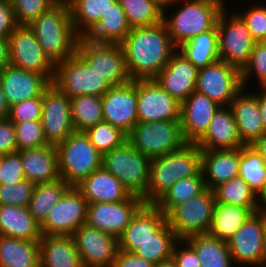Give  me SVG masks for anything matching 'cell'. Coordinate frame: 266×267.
<instances>
[{
    "instance_id": "13",
    "label": "cell",
    "mask_w": 266,
    "mask_h": 267,
    "mask_svg": "<svg viewBox=\"0 0 266 267\" xmlns=\"http://www.w3.org/2000/svg\"><path fill=\"white\" fill-rule=\"evenodd\" d=\"M242 89L241 71L220 59L198 70L195 90L219 106H230Z\"/></svg>"
},
{
    "instance_id": "6",
    "label": "cell",
    "mask_w": 266,
    "mask_h": 267,
    "mask_svg": "<svg viewBox=\"0 0 266 267\" xmlns=\"http://www.w3.org/2000/svg\"><path fill=\"white\" fill-rule=\"evenodd\" d=\"M151 159L128 141L102 155V167L116 177L132 195L143 197L149 184Z\"/></svg>"
},
{
    "instance_id": "29",
    "label": "cell",
    "mask_w": 266,
    "mask_h": 267,
    "mask_svg": "<svg viewBox=\"0 0 266 267\" xmlns=\"http://www.w3.org/2000/svg\"><path fill=\"white\" fill-rule=\"evenodd\" d=\"M240 148L231 150H202L201 171L206 188L239 176Z\"/></svg>"
},
{
    "instance_id": "16",
    "label": "cell",
    "mask_w": 266,
    "mask_h": 267,
    "mask_svg": "<svg viewBox=\"0 0 266 267\" xmlns=\"http://www.w3.org/2000/svg\"><path fill=\"white\" fill-rule=\"evenodd\" d=\"M181 103L155 79H137L138 122L180 121Z\"/></svg>"
},
{
    "instance_id": "2",
    "label": "cell",
    "mask_w": 266,
    "mask_h": 267,
    "mask_svg": "<svg viewBox=\"0 0 266 267\" xmlns=\"http://www.w3.org/2000/svg\"><path fill=\"white\" fill-rule=\"evenodd\" d=\"M29 28L54 64L76 53L81 36L73 27L67 0H58L35 19Z\"/></svg>"
},
{
    "instance_id": "43",
    "label": "cell",
    "mask_w": 266,
    "mask_h": 267,
    "mask_svg": "<svg viewBox=\"0 0 266 267\" xmlns=\"http://www.w3.org/2000/svg\"><path fill=\"white\" fill-rule=\"evenodd\" d=\"M206 189L202 171L177 181L155 204L165 215L177 205L201 194Z\"/></svg>"
},
{
    "instance_id": "9",
    "label": "cell",
    "mask_w": 266,
    "mask_h": 267,
    "mask_svg": "<svg viewBox=\"0 0 266 267\" xmlns=\"http://www.w3.org/2000/svg\"><path fill=\"white\" fill-rule=\"evenodd\" d=\"M215 204L214 190L206 188L201 194L173 207L166 214L167 224L178 239L206 234L211 228Z\"/></svg>"
},
{
    "instance_id": "51",
    "label": "cell",
    "mask_w": 266,
    "mask_h": 267,
    "mask_svg": "<svg viewBox=\"0 0 266 267\" xmlns=\"http://www.w3.org/2000/svg\"><path fill=\"white\" fill-rule=\"evenodd\" d=\"M42 118V95L10 107L8 119L12 122H26L41 120Z\"/></svg>"
},
{
    "instance_id": "65",
    "label": "cell",
    "mask_w": 266,
    "mask_h": 267,
    "mask_svg": "<svg viewBox=\"0 0 266 267\" xmlns=\"http://www.w3.org/2000/svg\"><path fill=\"white\" fill-rule=\"evenodd\" d=\"M1 164H2V154H0V168H1Z\"/></svg>"
},
{
    "instance_id": "25",
    "label": "cell",
    "mask_w": 266,
    "mask_h": 267,
    "mask_svg": "<svg viewBox=\"0 0 266 267\" xmlns=\"http://www.w3.org/2000/svg\"><path fill=\"white\" fill-rule=\"evenodd\" d=\"M201 150H231L245 145L238 134L230 106H220L204 136L196 143Z\"/></svg>"
},
{
    "instance_id": "60",
    "label": "cell",
    "mask_w": 266,
    "mask_h": 267,
    "mask_svg": "<svg viewBox=\"0 0 266 267\" xmlns=\"http://www.w3.org/2000/svg\"><path fill=\"white\" fill-rule=\"evenodd\" d=\"M10 106L7 103L3 88L0 82V119H8Z\"/></svg>"
},
{
    "instance_id": "24",
    "label": "cell",
    "mask_w": 266,
    "mask_h": 267,
    "mask_svg": "<svg viewBox=\"0 0 266 267\" xmlns=\"http://www.w3.org/2000/svg\"><path fill=\"white\" fill-rule=\"evenodd\" d=\"M166 215L155 204H144L118 238L119 249L134 252L151 239L165 224Z\"/></svg>"
},
{
    "instance_id": "52",
    "label": "cell",
    "mask_w": 266,
    "mask_h": 267,
    "mask_svg": "<svg viewBox=\"0 0 266 267\" xmlns=\"http://www.w3.org/2000/svg\"><path fill=\"white\" fill-rule=\"evenodd\" d=\"M26 179L18 152L2 155L0 184L11 185Z\"/></svg>"
},
{
    "instance_id": "20",
    "label": "cell",
    "mask_w": 266,
    "mask_h": 267,
    "mask_svg": "<svg viewBox=\"0 0 266 267\" xmlns=\"http://www.w3.org/2000/svg\"><path fill=\"white\" fill-rule=\"evenodd\" d=\"M263 213L253 212L227 241L234 264L262 267Z\"/></svg>"
},
{
    "instance_id": "38",
    "label": "cell",
    "mask_w": 266,
    "mask_h": 267,
    "mask_svg": "<svg viewBox=\"0 0 266 267\" xmlns=\"http://www.w3.org/2000/svg\"><path fill=\"white\" fill-rule=\"evenodd\" d=\"M70 187L62 178L54 182L36 184L28 209L40 226Z\"/></svg>"
},
{
    "instance_id": "5",
    "label": "cell",
    "mask_w": 266,
    "mask_h": 267,
    "mask_svg": "<svg viewBox=\"0 0 266 267\" xmlns=\"http://www.w3.org/2000/svg\"><path fill=\"white\" fill-rule=\"evenodd\" d=\"M60 177L76 186L102 167V154L92 145L85 132L74 131L56 145Z\"/></svg>"
},
{
    "instance_id": "36",
    "label": "cell",
    "mask_w": 266,
    "mask_h": 267,
    "mask_svg": "<svg viewBox=\"0 0 266 267\" xmlns=\"http://www.w3.org/2000/svg\"><path fill=\"white\" fill-rule=\"evenodd\" d=\"M252 212L243 206L216 203L209 234L222 241H228L244 224Z\"/></svg>"
},
{
    "instance_id": "39",
    "label": "cell",
    "mask_w": 266,
    "mask_h": 267,
    "mask_svg": "<svg viewBox=\"0 0 266 267\" xmlns=\"http://www.w3.org/2000/svg\"><path fill=\"white\" fill-rule=\"evenodd\" d=\"M123 8L131 28L151 27L163 21V6L160 0H117Z\"/></svg>"
},
{
    "instance_id": "4",
    "label": "cell",
    "mask_w": 266,
    "mask_h": 267,
    "mask_svg": "<svg viewBox=\"0 0 266 267\" xmlns=\"http://www.w3.org/2000/svg\"><path fill=\"white\" fill-rule=\"evenodd\" d=\"M224 1L225 0H170L164 4L163 22L176 48L198 34L212 30L217 25L218 17L226 6ZM176 4L177 6L179 4L180 7L178 11L173 15L172 13L169 14L167 10ZM167 14L171 16H167Z\"/></svg>"
},
{
    "instance_id": "1",
    "label": "cell",
    "mask_w": 266,
    "mask_h": 267,
    "mask_svg": "<svg viewBox=\"0 0 266 267\" xmlns=\"http://www.w3.org/2000/svg\"><path fill=\"white\" fill-rule=\"evenodd\" d=\"M132 80L154 79L177 50L162 21L151 27H135L120 44Z\"/></svg>"
},
{
    "instance_id": "46",
    "label": "cell",
    "mask_w": 266,
    "mask_h": 267,
    "mask_svg": "<svg viewBox=\"0 0 266 267\" xmlns=\"http://www.w3.org/2000/svg\"><path fill=\"white\" fill-rule=\"evenodd\" d=\"M255 76L259 87H266V41L255 43L249 61L241 71L243 88L247 89L250 77Z\"/></svg>"
},
{
    "instance_id": "44",
    "label": "cell",
    "mask_w": 266,
    "mask_h": 267,
    "mask_svg": "<svg viewBox=\"0 0 266 267\" xmlns=\"http://www.w3.org/2000/svg\"><path fill=\"white\" fill-rule=\"evenodd\" d=\"M239 176L258 194L266 183V161L250 145L240 148Z\"/></svg>"
},
{
    "instance_id": "28",
    "label": "cell",
    "mask_w": 266,
    "mask_h": 267,
    "mask_svg": "<svg viewBox=\"0 0 266 267\" xmlns=\"http://www.w3.org/2000/svg\"><path fill=\"white\" fill-rule=\"evenodd\" d=\"M75 187L88 204L121 202L131 195L123 184L103 167L92 172Z\"/></svg>"
},
{
    "instance_id": "50",
    "label": "cell",
    "mask_w": 266,
    "mask_h": 267,
    "mask_svg": "<svg viewBox=\"0 0 266 267\" xmlns=\"http://www.w3.org/2000/svg\"><path fill=\"white\" fill-rule=\"evenodd\" d=\"M260 4V5H259ZM247 11L235 12L241 17L256 42L266 41V4L259 3Z\"/></svg>"
},
{
    "instance_id": "61",
    "label": "cell",
    "mask_w": 266,
    "mask_h": 267,
    "mask_svg": "<svg viewBox=\"0 0 266 267\" xmlns=\"http://www.w3.org/2000/svg\"><path fill=\"white\" fill-rule=\"evenodd\" d=\"M257 211L266 213V183L263 189L257 194Z\"/></svg>"
},
{
    "instance_id": "58",
    "label": "cell",
    "mask_w": 266,
    "mask_h": 267,
    "mask_svg": "<svg viewBox=\"0 0 266 267\" xmlns=\"http://www.w3.org/2000/svg\"><path fill=\"white\" fill-rule=\"evenodd\" d=\"M258 88H260L259 90L261 92L259 91V93L258 94L256 93V95L258 96L259 110L266 131V87H258Z\"/></svg>"
},
{
    "instance_id": "22",
    "label": "cell",
    "mask_w": 266,
    "mask_h": 267,
    "mask_svg": "<svg viewBox=\"0 0 266 267\" xmlns=\"http://www.w3.org/2000/svg\"><path fill=\"white\" fill-rule=\"evenodd\" d=\"M197 74L195 66L176 50L154 79L174 99L183 103L195 91Z\"/></svg>"
},
{
    "instance_id": "33",
    "label": "cell",
    "mask_w": 266,
    "mask_h": 267,
    "mask_svg": "<svg viewBox=\"0 0 266 267\" xmlns=\"http://www.w3.org/2000/svg\"><path fill=\"white\" fill-rule=\"evenodd\" d=\"M0 267H40L39 241L0 235Z\"/></svg>"
},
{
    "instance_id": "32",
    "label": "cell",
    "mask_w": 266,
    "mask_h": 267,
    "mask_svg": "<svg viewBox=\"0 0 266 267\" xmlns=\"http://www.w3.org/2000/svg\"><path fill=\"white\" fill-rule=\"evenodd\" d=\"M130 31L123 8L116 1L83 37L96 44H121Z\"/></svg>"
},
{
    "instance_id": "17",
    "label": "cell",
    "mask_w": 266,
    "mask_h": 267,
    "mask_svg": "<svg viewBox=\"0 0 266 267\" xmlns=\"http://www.w3.org/2000/svg\"><path fill=\"white\" fill-rule=\"evenodd\" d=\"M143 205V199L132 194L121 202L88 204L86 224L119 238Z\"/></svg>"
},
{
    "instance_id": "64",
    "label": "cell",
    "mask_w": 266,
    "mask_h": 267,
    "mask_svg": "<svg viewBox=\"0 0 266 267\" xmlns=\"http://www.w3.org/2000/svg\"><path fill=\"white\" fill-rule=\"evenodd\" d=\"M163 4H166L167 2H169L170 0H160Z\"/></svg>"
},
{
    "instance_id": "11",
    "label": "cell",
    "mask_w": 266,
    "mask_h": 267,
    "mask_svg": "<svg viewBox=\"0 0 266 267\" xmlns=\"http://www.w3.org/2000/svg\"><path fill=\"white\" fill-rule=\"evenodd\" d=\"M76 53L111 86L130 82L125 54L120 44H96L80 37Z\"/></svg>"
},
{
    "instance_id": "57",
    "label": "cell",
    "mask_w": 266,
    "mask_h": 267,
    "mask_svg": "<svg viewBox=\"0 0 266 267\" xmlns=\"http://www.w3.org/2000/svg\"><path fill=\"white\" fill-rule=\"evenodd\" d=\"M10 51L8 39L0 37V70L9 65Z\"/></svg>"
},
{
    "instance_id": "49",
    "label": "cell",
    "mask_w": 266,
    "mask_h": 267,
    "mask_svg": "<svg viewBox=\"0 0 266 267\" xmlns=\"http://www.w3.org/2000/svg\"><path fill=\"white\" fill-rule=\"evenodd\" d=\"M35 186L27 179L11 185L0 184V205L28 207Z\"/></svg>"
},
{
    "instance_id": "19",
    "label": "cell",
    "mask_w": 266,
    "mask_h": 267,
    "mask_svg": "<svg viewBox=\"0 0 266 267\" xmlns=\"http://www.w3.org/2000/svg\"><path fill=\"white\" fill-rule=\"evenodd\" d=\"M103 121L120 128L127 135L138 122L137 80L112 86L103 96Z\"/></svg>"
},
{
    "instance_id": "45",
    "label": "cell",
    "mask_w": 266,
    "mask_h": 267,
    "mask_svg": "<svg viewBox=\"0 0 266 267\" xmlns=\"http://www.w3.org/2000/svg\"><path fill=\"white\" fill-rule=\"evenodd\" d=\"M92 145L103 155L127 141V134L120 128L102 121L85 131Z\"/></svg>"
},
{
    "instance_id": "53",
    "label": "cell",
    "mask_w": 266,
    "mask_h": 267,
    "mask_svg": "<svg viewBox=\"0 0 266 267\" xmlns=\"http://www.w3.org/2000/svg\"><path fill=\"white\" fill-rule=\"evenodd\" d=\"M171 258L177 267H201L194 249L184 239L176 242Z\"/></svg>"
},
{
    "instance_id": "62",
    "label": "cell",
    "mask_w": 266,
    "mask_h": 267,
    "mask_svg": "<svg viewBox=\"0 0 266 267\" xmlns=\"http://www.w3.org/2000/svg\"><path fill=\"white\" fill-rule=\"evenodd\" d=\"M263 249H262V267H266V213H263Z\"/></svg>"
},
{
    "instance_id": "8",
    "label": "cell",
    "mask_w": 266,
    "mask_h": 267,
    "mask_svg": "<svg viewBox=\"0 0 266 267\" xmlns=\"http://www.w3.org/2000/svg\"><path fill=\"white\" fill-rule=\"evenodd\" d=\"M52 84L70 99L82 95L103 96L112 86L75 53L55 64Z\"/></svg>"
},
{
    "instance_id": "35",
    "label": "cell",
    "mask_w": 266,
    "mask_h": 267,
    "mask_svg": "<svg viewBox=\"0 0 266 267\" xmlns=\"http://www.w3.org/2000/svg\"><path fill=\"white\" fill-rule=\"evenodd\" d=\"M177 50L191 62L197 70L203 69L220 59L218 53V29L215 26L198 34L186 43L180 45Z\"/></svg>"
},
{
    "instance_id": "54",
    "label": "cell",
    "mask_w": 266,
    "mask_h": 267,
    "mask_svg": "<svg viewBox=\"0 0 266 267\" xmlns=\"http://www.w3.org/2000/svg\"><path fill=\"white\" fill-rule=\"evenodd\" d=\"M15 125L9 119H0V154L17 152Z\"/></svg>"
},
{
    "instance_id": "31",
    "label": "cell",
    "mask_w": 266,
    "mask_h": 267,
    "mask_svg": "<svg viewBox=\"0 0 266 267\" xmlns=\"http://www.w3.org/2000/svg\"><path fill=\"white\" fill-rule=\"evenodd\" d=\"M0 235L29 241H39L42 236L28 207L14 205H0Z\"/></svg>"
},
{
    "instance_id": "21",
    "label": "cell",
    "mask_w": 266,
    "mask_h": 267,
    "mask_svg": "<svg viewBox=\"0 0 266 267\" xmlns=\"http://www.w3.org/2000/svg\"><path fill=\"white\" fill-rule=\"evenodd\" d=\"M219 107L216 102L196 90L181 103L180 125L186 143H197L204 136Z\"/></svg>"
},
{
    "instance_id": "14",
    "label": "cell",
    "mask_w": 266,
    "mask_h": 267,
    "mask_svg": "<svg viewBox=\"0 0 266 267\" xmlns=\"http://www.w3.org/2000/svg\"><path fill=\"white\" fill-rule=\"evenodd\" d=\"M88 202L81 192L71 186L50 210L40 226L42 235H73L86 223Z\"/></svg>"
},
{
    "instance_id": "18",
    "label": "cell",
    "mask_w": 266,
    "mask_h": 267,
    "mask_svg": "<svg viewBox=\"0 0 266 267\" xmlns=\"http://www.w3.org/2000/svg\"><path fill=\"white\" fill-rule=\"evenodd\" d=\"M73 238L83 267H112L119 251L116 236L102 232L86 223L74 233Z\"/></svg>"
},
{
    "instance_id": "23",
    "label": "cell",
    "mask_w": 266,
    "mask_h": 267,
    "mask_svg": "<svg viewBox=\"0 0 266 267\" xmlns=\"http://www.w3.org/2000/svg\"><path fill=\"white\" fill-rule=\"evenodd\" d=\"M0 82L8 105L39 97L51 82L42 74L7 65L0 70Z\"/></svg>"
},
{
    "instance_id": "47",
    "label": "cell",
    "mask_w": 266,
    "mask_h": 267,
    "mask_svg": "<svg viewBox=\"0 0 266 267\" xmlns=\"http://www.w3.org/2000/svg\"><path fill=\"white\" fill-rule=\"evenodd\" d=\"M13 123L18 151L49 145L44 135L41 120Z\"/></svg>"
},
{
    "instance_id": "55",
    "label": "cell",
    "mask_w": 266,
    "mask_h": 267,
    "mask_svg": "<svg viewBox=\"0 0 266 267\" xmlns=\"http://www.w3.org/2000/svg\"><path fill=\"white\" fill-rule=\"evenodd\" d=\"M17 26L12 3L0 0V37L8 39Z\"/></svg>"
},
{
    "instance_id": "30",
    "label": "cell",
    "mask_w": 266,
    "mask_h": 267,
    "mask_svg": "<svg viewBox=\"0 0 266 267\" xmlns=\"http://www.w3.org/2000/svg\"><path fill=\"white\" fill-rule=\"evenodd\" d=\"M40 267H83L72 235H42Z\"/></svg>"
},
{
    "instance_id": "3",
    "label": "cell",
    "mask_w": 266,
    "mask_h": 267,
    "mask_svg": "<svg viewBox=\"0 0 266 267\" xmlns=\"http://www.w3.org/2000/svg\"><path fill=\"white\" fill-rule=\"evenodd\" d=\"M201 167L202 150L196 143H186L176 151L151 159L144 204H156L177 181L199 174Z\"/></svg>"
},
{
    "instance_id": "56",
    "label": "cell",
    "mask_w": 266,
    "mask_h": 267,
    "mask_svg": "<svg viewBox=\"0 0 266 267\" xmlns=\"http://www.w3.org/2000/svg\"><path fill=\"white\" fill-rule=\"evenodd\" d=\"M154 265L134 252L119 249L112 267H154Z\"/></svg>"
},
{
    "instance_id": "27",
    "label": "cell",
    "mask_w": 266,
    "mask_h": 267,
    "mask_svg": "<svg viewBox=\"0 0 266 267\" xmlns=\"http://www.w3.org/2000/svg\"><path fill=\"white\" fill-rule=\"evenodd\" d=\"M243 88L232 100L233 111L238 134L245 145H250L255 139L266 133L258 105V96L246 93ZM246 93V94H245Z\"/></svg>"
},
{
    "instance_id": "26",
    "label": "cell",
    "mask_w": 266,
    "mask_h": 267,
    "mask_svg": "<svg viewBox=\"0 0 266 267\" xmlns=\"http://www.w3.org/2000/svg\"><path fill=\"white\" fill-rule=\"evenodd\" d=\"M25 178L34 183H49L60 179L56 145H45L17 151Z\"/></svg>"
},
{
    "instance_id": "48",
    "label": "cell",
    "mask_w": 266,
    "mask_h": 267,
    "mask_svg": "<svg viewBox=\"0 0 266 267\" xmlns=\"http://www.w3.org/2000/svg\"><path fill=\"white\" fill-rule=\"evenodd\" d=\"M58 0H12L15 20L18 26H29Z\"/></svg>"
},
{
    "instance_id": "41",
    "label": "cell",
    "mask_w": 266,
    "mask_h": 267,
    "mask_svg": "<svg viewBox=\"0 0 266 267\" xmlns=\"http://www.w3.org/2000/svg\"><path fill=\"white\" fill-rule=\"evenodd\" d=\"M216 203L247 207L257 211V193L240 176L219 184L214 189Z\"/></svg>"
},
{
    "instance_id": "40",
    "label": "cell",
    "mask_w": 266,
    "mask_h": 267,
    "mask_svg": "<svg viewBox=\"0 0 266 267\" xmlns=\"http://www.w3.org/2000/svg\"><path fill=\"white\" fill-rule=\"evenodd\" d=\"M71 118L75 131L85 132L103 121L101 96L82 95L70 99Z\"/></svg>"
},
{
    "instance_id": "42",
    "label": "cell",
    "mask_w": 266,
    "mask_h": 267,
    "mask_svg": "<svg viewBox=\"0 0 266 267\" xmlns=\"http://www.w3.org/2000/svg\"><path fill=\"white\" fill-rule=\"evenodd\" d=\"M178 237L166 223L151 239L139 245L134 253L153 264L171 259Z\"/></svg>"
},
{
    "instance_id": "12",
    "label": "cell",
    "mask_w": 266,
    "mask_h": 267,
    "mask_svg": "<svg viewBox=\"0 0 266 267\" xmlns=\"http://www.w3.org/2000/svg\"><path fill=\"white\" fill-rule=\"evenodd\" d=\"M8 42L9 65L42 74L52 83L55 64L45 54L29 26H17Z\"/></svg>"
},
{
    "instance_id": "7",
    "label": "cell",
    "mask_w": 266,
    "mask_h": 267,
    "mask_svg": "<svg viewBox=\"0 0 266 267\" xmlns=\"http://www.w3.org/2000/svg\"><path fill=\"white\" fill-rule=\"evenodd\" d=\"M127 141L150 159L169 154L186 144L180 121L137 122L127 135Z\"/></svg>"
},
{
    "instance_id": "59",
    "label": "cell",
    "mask_w": 266,
    "mask_h": 267,
    "mask_svg": "<svg viewBox=\"0 0 266 267\" xmlns=\"http://www.w3.org/2000/svg\"><path fill=\"white\" fill-rule=\"evenodd\" d=\"M250 146L254 148L266 161V133L255 139Z\"/></svg>"
},
{
    "instance_id": "15",
    "label": "cell",
    "mask_w": 266,
    "mask_h": 267,
    "mask_svg": "<svg viewBox=\"0 0 266 267\" xmlns=\"http://www.w3.org/2000/svg\"><path fill=\"white\" fill-rule=\"evenodd\" d=\"M41 121L45 138L52 145L64 141L75 131L70 98L52 83L42 94Z\"/></svg>"
},
{
    "instance_id": "10",
    "label": "cell",
    "mask_w": 266,
    "mask_h": 267,
    "mask_svg": "<svg viewBox=\"0 0 266 267\" xmlns=\"http://www.w3.org/2000/svg\"><path fill=\"white\" fill-rule=\"evenodd\" d=\"M227 8L217 21L218 53L220 60L242 71L247 65L256 41L241 17L233 11L227 15Z\"/></svg>"
},
{
    "instance_id": "63",
    "label": "cell",
    "mask_w": 266,
    "mask_h": 267,
    "mask_svg": "<svg viewBox=\"0 0 266 267\" xmlns=\"http://www.w3.org/2000/svg\"><path fill=\"white\" fill-rule=\"evenodd\" d=\"M154 267H177L175 262L171 259L155 264Z\"/></svg>"
},
{
    "instance_id": "34",
    "label": "cell",
    "mask_w": 266,
    "mask_h": 267,
    "mask_svg": "<svg viewBox=\"0 0 266 267\" xmlns=\"http://www.w3.org/2000/svg\"><path fill=\"white\" fill-rule=\"evenodd\" d=\"M195 251L201 267H234V261L226 241L209 233L197 234L184 239Z\"/></svg>"
},
{
    "instance_id": "37",
    "label": "cell",
    "mask_w": 266,
    "mask_h": 267,
    "mask_svg": "<svg viewBox=\"0 0 266 267\" xmlns=\"http://www.w3.org/2000/svg\"><path fill=\"white\" fill-rule=\"evenodd\" d=\"M117 0H67L75 31L83 37Z\"/></svg>"
}]
</instances>
